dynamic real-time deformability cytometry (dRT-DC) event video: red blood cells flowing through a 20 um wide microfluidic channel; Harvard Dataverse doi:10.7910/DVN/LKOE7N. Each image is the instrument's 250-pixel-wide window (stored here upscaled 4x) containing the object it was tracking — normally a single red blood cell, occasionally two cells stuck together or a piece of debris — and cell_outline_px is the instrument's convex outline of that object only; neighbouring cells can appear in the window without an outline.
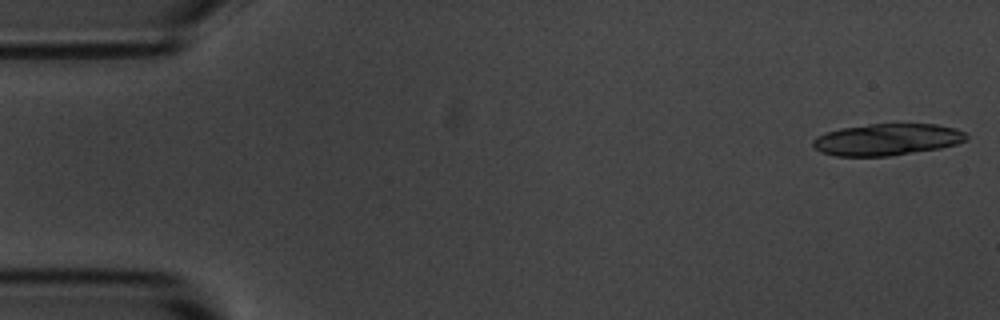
{"species": "common noctule bat (a hibernating species)", "species_latin": "Nyctalus noctula", "temperature_condition": "room temperature", "stored_images_in_passage": 18, "camera_frame_rate_fps": 3000, "um_per_image_px": 0.085, "animal": {"sex": "male", "body_mass_g": 20.1, "forearm_length_mm": 53.5}, "frame": {"image": 1, "passage_image": 1, "time_ms": 0.0, "image_size_px": [1000, 320], "cell_outline_px": [[968, 140], [956, 144], [940, 148], [888, 156], [836, 156], [820, 152], [812, 148], [812, 140], [816, 136], [840, 128], [868, 124], [936, 124], [956, 128], [964, 132], [968, 136]], "centroid_in_image_um": [75.38, 11.86], "position_along_channel_um": 9.6, "area_um2": 28.5}}